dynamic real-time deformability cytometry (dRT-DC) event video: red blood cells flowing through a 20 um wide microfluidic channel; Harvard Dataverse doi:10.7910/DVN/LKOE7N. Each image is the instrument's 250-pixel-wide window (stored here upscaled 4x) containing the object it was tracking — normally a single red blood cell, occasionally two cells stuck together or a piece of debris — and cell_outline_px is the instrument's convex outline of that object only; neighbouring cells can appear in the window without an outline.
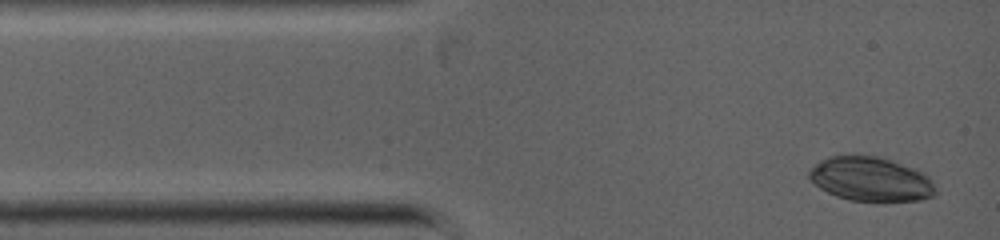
{"species": "common noctule bat (a hibernating species)", "species_latin": "Nyctalus noctula", "temperature_condition": "warm", "stored_images_in_passage": 3, "camera_frame_rate_fps": 5000, "um_per_image_px": 0.085, "animal": {"sex": "female", "body_mass_g": 19.0, "forearm_length_mm": 53.3}, "frame": {"image": 1, "passage_image": 1, "time_ms": 0.0, "image_size_px": [1000, 240], "cell_outline_px": [[936, 196], [920, 200], [884, 204], [848, 200], [836, 196], [820, 188], [808, 176], [808, 172], [820, 160], [828, 156], [852, 152], [880, 156], [916, 168], [924, 172], [932, 180], [936, 188]], "centroid_in_image_um": [74.06, 15.23], "position_along_channel_um": 10.9, "area_um2": 34.28}}